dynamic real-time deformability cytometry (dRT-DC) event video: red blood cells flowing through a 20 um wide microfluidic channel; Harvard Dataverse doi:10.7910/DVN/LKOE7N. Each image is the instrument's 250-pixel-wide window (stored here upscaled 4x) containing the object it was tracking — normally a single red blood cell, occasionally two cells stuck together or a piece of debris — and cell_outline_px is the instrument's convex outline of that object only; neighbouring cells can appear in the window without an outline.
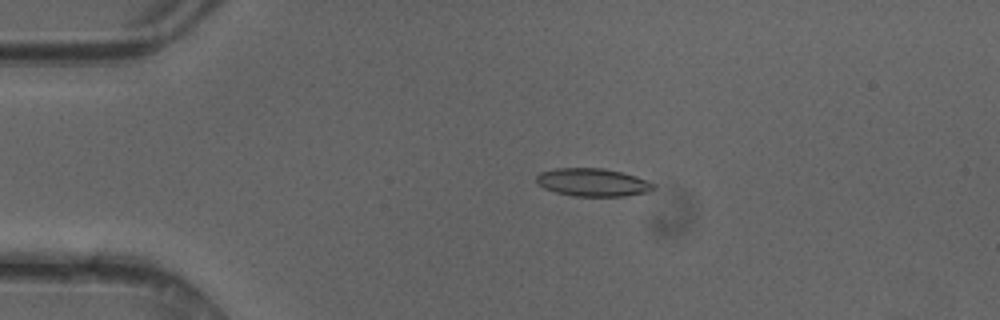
{"species": "common noctule bat (a hibernating species)", "species_latin": "Nyctalus noctula", "temperature_condition": "cold", "stored_images_in_passage": 50, "camera_frame_rate_fps": 3000, "um_per_image_px": 0.085, "animal": {"sex": "female"}, "frame": {"image": 1, "passage_image": 11, "time_ms": 3.333, "image_size_px": [1000, 320], "cell_outline_px": [[656, 188], [648, 192], [624, 196], [572, 196], [556, 192], [544, 188], [536, 184], [536, 176], [540, 172], [556, 168], [604, 168], [636, 176], [656, 184]], "centroid_in_image_um": [50.38, 15.5], "position_along_channel_um": 34.6, "area_um2": 19.19}}
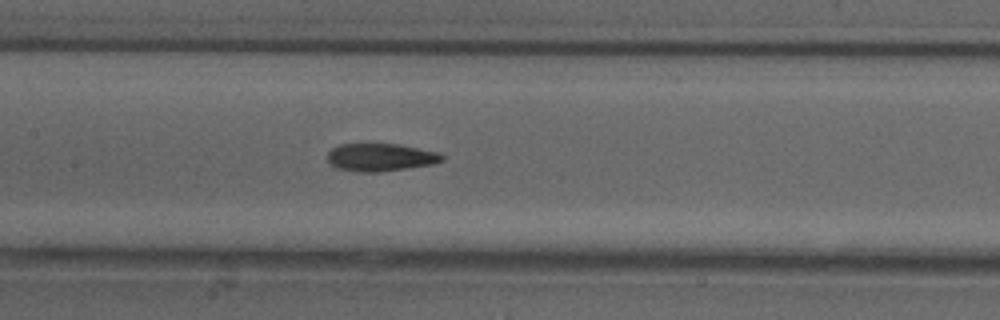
{"frame": {"image": 2, "passage_image": 24, "time_ms": 7.667, "image_size_px": [1000, 320], "cell_outline_px": [[444, 160], [432, 164], [380, 172], [360, 172], [336, 168], [328, 160], [328, 152], [332, 148], [340, 144], [396, 144], [440, 152], [444, 156]], "centroid_in_image_um": [32.35, 13.37], "position_along_channel_um": 175.0, "area_um2": 18.44}}
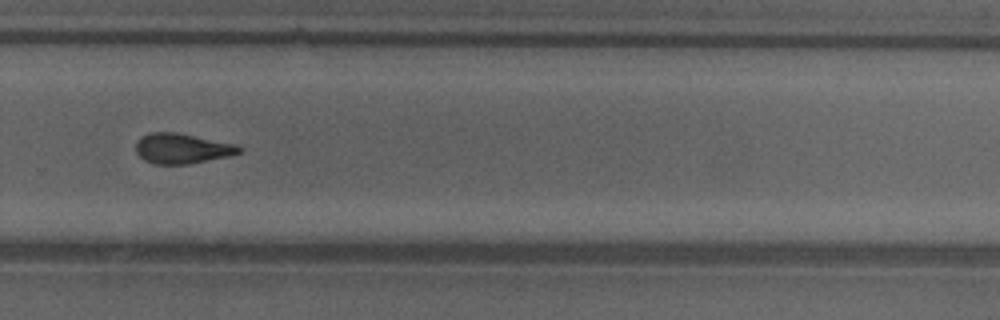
{"frame": {"image": 3, "passage_image": 34, "time_ms": 11.0, "image_size_px": [1000, 320], "cell_outline_px": [[244, 152], [228, 156], [188, 164], [152, 164], [144, 160], [136, 152], [136, 140], [140, 136], [152, 132], [176, 132], [236, 144], [244, 148]], "centroid_in_image_um": [15.48, 12.62], "position_along_channel_um": 314.3, "area_um2": 18.32}, "authors_computed_cell_mechanics": {"area_um2": 18.4382, "velocity_mm_per_s": 4.1962, "shape_relaxation_time_tau1_ms": 7.3693, "shape_relaxation_time_tau2_ms": 3.9647, "deformation_change_tau1": 0.1918, "deformation_change_tau2": 0.1404}}